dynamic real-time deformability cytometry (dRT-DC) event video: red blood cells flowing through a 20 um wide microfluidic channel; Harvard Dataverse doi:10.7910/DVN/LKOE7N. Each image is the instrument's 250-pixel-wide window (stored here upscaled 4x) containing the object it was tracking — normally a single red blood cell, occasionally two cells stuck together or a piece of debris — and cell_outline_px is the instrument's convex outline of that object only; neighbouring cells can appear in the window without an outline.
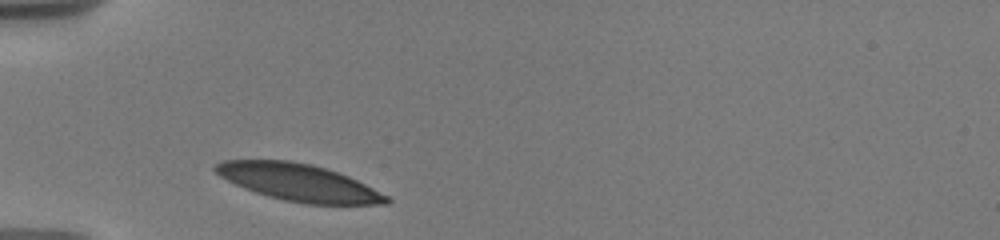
{"species": "human", "species_latin": "Homo sapiens", "temperature_condition": "warm", "stored_images_in_passage": 4, "camera_frame_rate_fps": 3000, "um_per_image_px": 0.085, "donor": {"sex": "male"}, "frame": {"image": 1, "passage_image": 1, "time_ms": 0.0, "image_size_px": [1000, 240], "cell_outline_px": [[392, 200], [388, 204], [308, 204], [284, 200], [268, 196], [244, 188], [220, 176], [212, 168], [216, 164], [224, 160], [288, 160], [312, 164], [348, 176], [388, 196]], "centroid_in_image_um": [25.38, 15.51], "position_along_channel_um": 59.6, "area_um2": 36.53}}
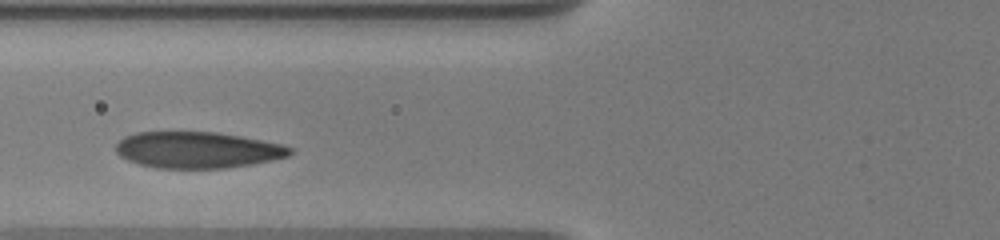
{"frame": {"image": 2, "passage_image": 3, "time_ms": 1.667, "image_size_px": [1000, 240], "cell_outline_px": [[292, 152], [288, 156], [272, 160], [252, 164], [228, 168], [156, 168], [140, 164], [128, 160], [120, 156], [116, 152], [116, 144], [124, 136], [136, 132], [216, 132], [260, 140], [280, 144], [292, 148]], "centroid_in_image_um": [16.75, 12.75], "position_along_channel_um": 109.0, "area_um2": 36.7}}